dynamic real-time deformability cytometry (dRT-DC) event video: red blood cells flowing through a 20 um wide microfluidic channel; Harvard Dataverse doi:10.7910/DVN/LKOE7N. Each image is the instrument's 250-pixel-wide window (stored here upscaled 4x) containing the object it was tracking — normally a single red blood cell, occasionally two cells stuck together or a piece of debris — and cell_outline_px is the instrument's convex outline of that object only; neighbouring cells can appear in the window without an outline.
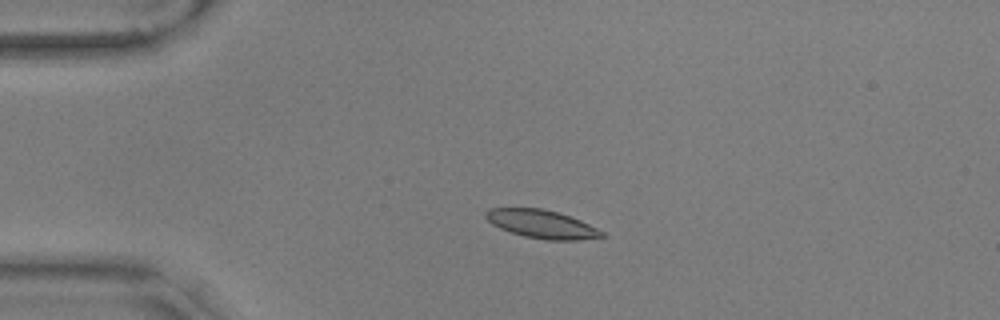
{"species": "common noctule bat (a hibernating species)", "species_latin": "Nyctalus noctula", "temperature_condition": "warm", "stored_images_in_passage": 36, "camera_frame_rate_fps": 3000, "um_per_image_px": 0.085, "animal": {"sex": "male", "body_mass_g": 17.9, "forearm_length_mm": 54.2}, "frame": {"image": 1, "passage_image": 1, "time_ms": 0.0, "image_size_px": [1000, 320], "cell_outline_px": [[608, 236], [576, 240], [548, 240], [524, 236], [500, 228], [492, 224], [484, 216], [484, 212], [492, 208], [540, 208], [556, 212], [580, 220], [604, 232]], "centroid_in_image_um": [46.04, 19.05], "position_along_channel_um": 39.0, "area_um2": 18.9}}
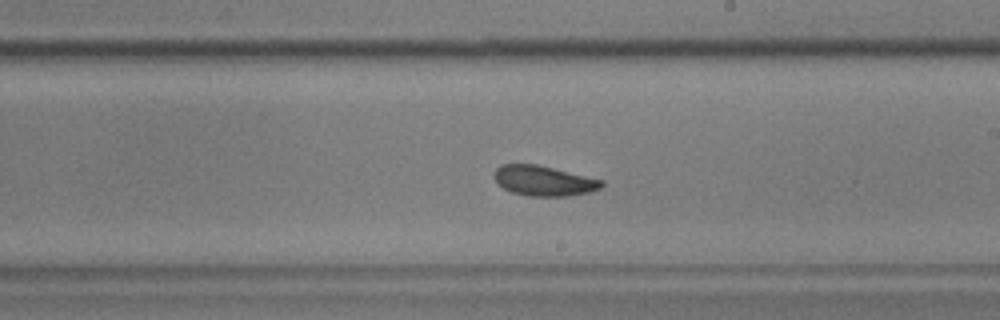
{"frame": {"image": 2, "passage_image": 21, "time_ms": 6.667, "image_size_px": [1000, 320], "cell_outline_px": [[604, 184], [600, 188], [588, 192], [568, 196], [528, 196], [512, 192], [504, 188], [492, 176], [492, 172], [500, 164], [536, 164], [604, 180]], "centroid_in_image_um": [46.19, 15.36], "position_along_channel_um": 242.8, "area_um2": 18.84}}
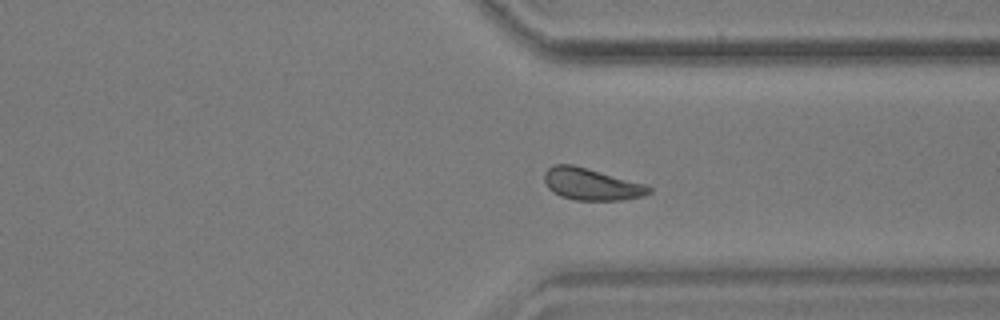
{"frame": {"image": 3, "passage_image": 31, "time_ms": 10.0, "image_size_px": [1000, 320], "cell_outline_px": [[652, 192], [644, 196], [620, 200], [576, 200], [560, 196], [552, 192], [548, 188], [544, 180], [544, 172], [552, 164], [572, 164], [588, 168], [644, 184], [652, 188]], "centroid_in_image_um": [50.24, 15.65], "position_along_channel_um": 361.2, "area_um2": 19.48}, "authors_computed_cell_mechanics": {"area_um2": 19.363, "velocity_mm_per_s": 3.5396, "shape_relaxation_time_tau1_ms": 5.707, "shape_relaxation_time_tau2_ms": 3.716, "deformation_change_tau1": 0.1036, "deformation_change_tau2": 0.0849}}